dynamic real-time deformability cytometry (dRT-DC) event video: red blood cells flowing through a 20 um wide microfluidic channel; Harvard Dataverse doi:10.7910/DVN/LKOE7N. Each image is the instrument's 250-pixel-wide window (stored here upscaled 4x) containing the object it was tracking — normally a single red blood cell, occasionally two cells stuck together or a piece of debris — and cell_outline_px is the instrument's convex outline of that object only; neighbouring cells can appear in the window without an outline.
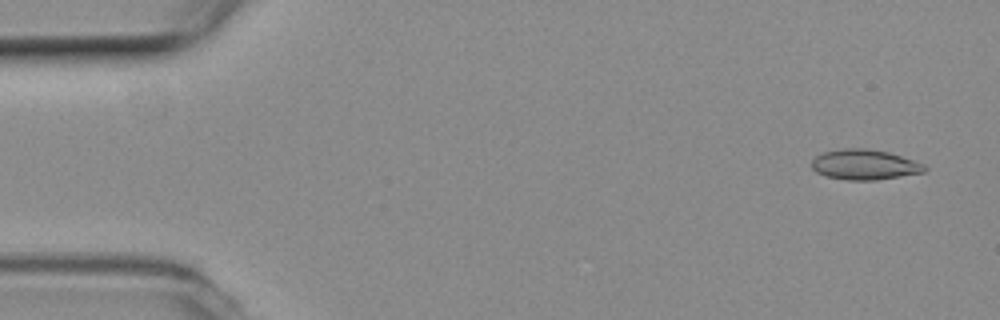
{"species": "common noctule bat (a hibernating species)", "species_latin": "Nyctalus noctula", "temperature_condition": "room temperature", "stored_images_in_passage": 54, "camera_frame_rate_fps": 3000, "um_per_image_px": 0.085, "animal": {"sex": "female", "body_mass_g": 19.3, "forearm_length_mm": 54.1}, "frame": {"image": 1, "passage_image": 3, "time_ms": 0.667, "image_size_px": [1000, 320], "cell_outline_px": [[928, 168], [924, 172], [876, 180], [848, 180], [824, 176], [816, 172], [812, 168], [812, 160], [816, 156], [824, 152], [844, 148], [868, 148], [888, 152], [924, 164]], "centroid_in_image_um": [73.47, 13.99], "position_along_channel_um": 11.5, "area_um2": 19.83}}
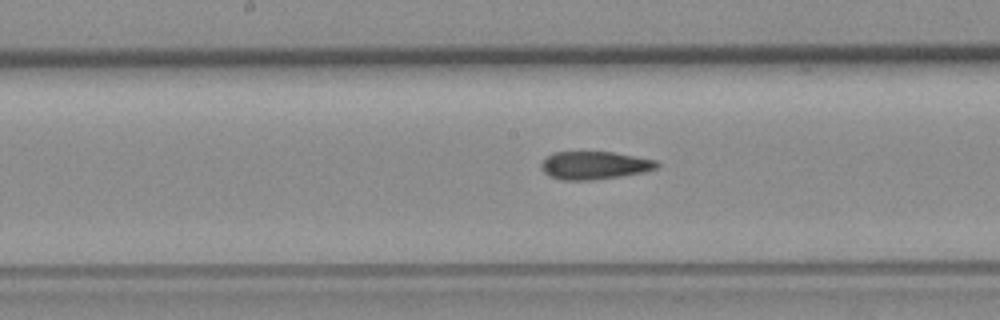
{"frame": {"image": 2, "passage_image": 27, "time_ms": 8.667, "image_size_px": [1000, 320], "cell_outline_px": [[660, 164], [656, 168], [644, 172], [592, 180], [560, 180], [544, 172], [540, 168], [540, 164], [552, 152], [612, 152], [656, 160]], "centroid_in_image_um": [50.51, 14.05], "position_along_channel_um": 197.7, "area_um2": 18.67}}
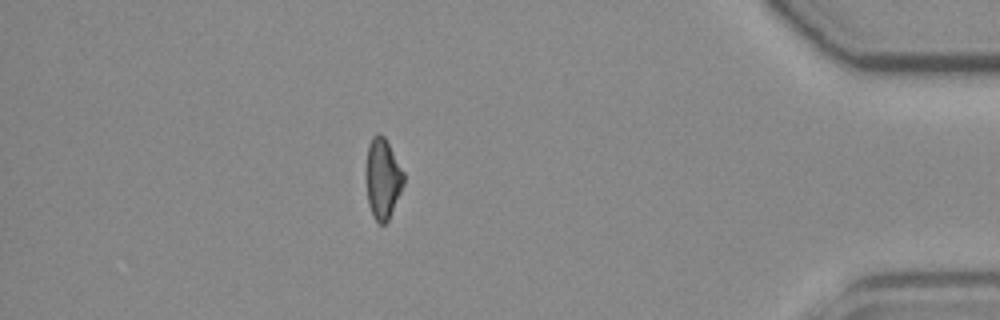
{"frame": {"image": 3, "passage_image": 47, "time_ms": 15.333, "image_size_px": [1000, 320], "cell_outline_px": [[404, 184], [388, 220], [384, 224], [380, 224], [372, 216], [368, 204], [368, 144], [372, 136], [376, 132], [380, 132], [384, 136], [404, 172]], "centroid_in_image_um": [32.56, 15.17], "position_along_channel_um": 402.6, "area_um2": 17.17}, "authors_computed_cell_mechanics": {"area_um2": 19.1029, "velocity_mm_per_s": 3.8059, "shape_relaxation_time_tau1_ms": null, "shape_relaxation_time_tau2_ms": 4.321, "deformation_change_tau1": null, "deformation_change_tau2": 0.1368}}